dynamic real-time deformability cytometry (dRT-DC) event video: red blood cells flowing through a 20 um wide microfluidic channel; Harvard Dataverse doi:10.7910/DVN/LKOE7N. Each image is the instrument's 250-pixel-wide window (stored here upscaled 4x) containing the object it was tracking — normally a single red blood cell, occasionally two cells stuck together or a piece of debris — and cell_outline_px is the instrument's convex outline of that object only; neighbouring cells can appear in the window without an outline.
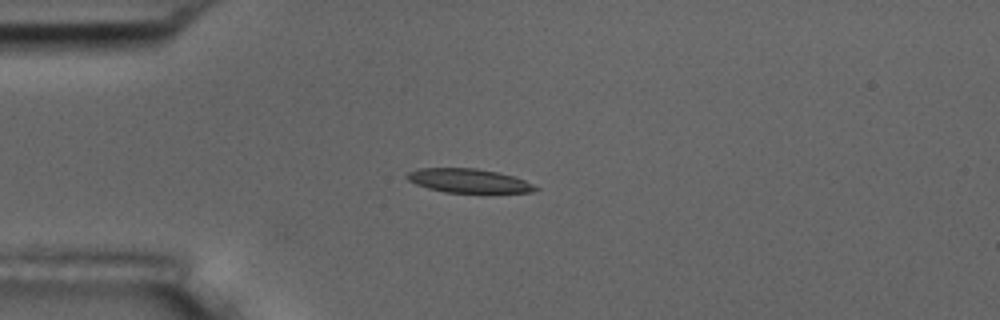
{"species": "common noctule bat (a hibernating species)", "species_latin": "Nyctalus noctula", "temperature_condition": "room temperature", "stored_images_in_passage": 4, "camera_frame_rate_fps": 3000, "um_per_image_px": 0.085, "animal": {"sex": "male", "body_mass_g": 17.5, "forearm_length_mm": 52.3}, "frame": {"image": 1, "passage_image": 4, "time_ms": 1.0, "image_size_px": [1000, 320], "cell_outline_px": [[540, 188], [532, 192], [444, 192], [428, 188], [416, 184], [408, 180], [404, 176], [408, 172], [420, 168], [476, 168], [496, 172], [512, 176], [524, 180]], "centroid_in_image_um": [39.79, 15.35], "position_along_channel_um": 45.2, "area_um2": 17.69}}